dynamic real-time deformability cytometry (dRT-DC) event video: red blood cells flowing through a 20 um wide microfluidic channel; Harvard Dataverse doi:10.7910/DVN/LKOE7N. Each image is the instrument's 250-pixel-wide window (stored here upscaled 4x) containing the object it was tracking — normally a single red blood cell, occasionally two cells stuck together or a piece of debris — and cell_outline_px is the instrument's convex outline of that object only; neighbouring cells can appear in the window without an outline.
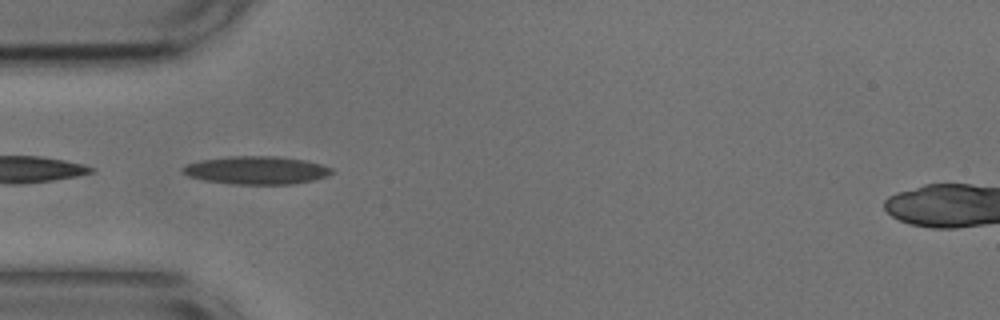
{"species": "common noctule bat (a hibernating species)", "species_latin": "Nyctalus noctula", "temperature_condition": "cold", "stored_images_in_passage": 53, "camera_frame_rate_fps": 3000, "um_per_image_px": 0.085, "animal": {"sex": "male", "body_mass_g": 17.9, "forearm_length_mm": 54.2}, "frame": {"image": 1, "passage_image": 15, "time_ms": 4.667, "image_size_px": [1000, 320], "cell_outline_px": [[336, 172], [312, 180], [292, 184], [236, 184], [204, 180], [188, 176], [180, 168], [184, 164], [200, 160], [228, 156], [280, 156], [304, 160], [320, 164], [332, 168]], "centroid_in_image_um": [21.77, 14.46], "position_along_channel_um": 63.2, "area_um2": 24.33}}
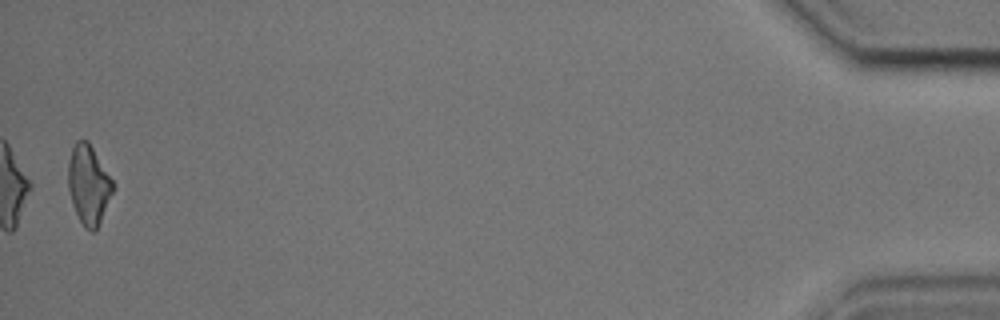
{"frame": {"image": 2, "passage_image": 52, "time_ms": 17.0, "image_size_px": [1000, 320], "cell_outline_px": [[116, 184], [100, 220], [96, 228], [92, 232], [84, 228], [72, 204], [68, 188], [68, 164], [72, 148], [76, 140], [88, 140]], "centroid_in_image_um": [7.53, 15.66], "position_along_channel_um": 427.7, "area_um2": 20.58}, "authors_computed_cell_mechanics": {"area_um2": 22.253, "velocity_mm_per_s": 3.7103, "shape_relaxation_time_tau1_ms": null, "shape_relaxation_time_tau2_ms": 6.5395, "deformation_change_tau1": null, "deformation_change_tau2": 0.1899}}